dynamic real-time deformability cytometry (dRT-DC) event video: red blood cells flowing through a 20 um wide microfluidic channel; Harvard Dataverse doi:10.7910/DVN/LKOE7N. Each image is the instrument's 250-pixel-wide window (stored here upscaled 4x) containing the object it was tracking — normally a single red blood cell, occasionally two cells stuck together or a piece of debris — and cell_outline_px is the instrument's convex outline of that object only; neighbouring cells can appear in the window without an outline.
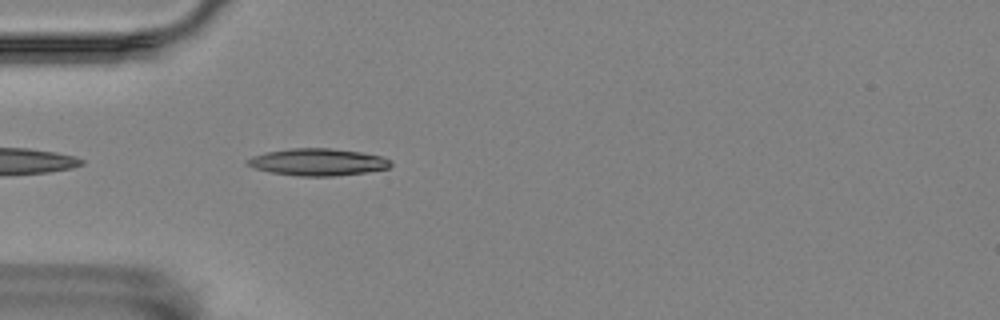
{"species": "Egyptian fruit bat (a non-hibernating species)", "species_latin": "Rousettus aegyptiacus", "temperature_condition": "room temperature", "stored_images_in_passage": 42, "camera_frame_rate_fps": 3000, "um_per_image_px": 0.085, "animal": {"sex": "female"}, "frame": {"image": 1, "passage_image": 2, "time_ms": 0.333, "image_size_px": [1000, 320], "cell_outline_px": [[392, 164], [388, 168], [364, 172], [336, 176], [300, 176], [268, 172], [256, 168], [248, 164], [244, 160], [252, 156], [264, 152], [288, 148], [332, 148], [360, 152], [380, 156], [392, 160]], "centroid_in_image_um": [26.98, 13.77], "position_along_channel_um": 58.0, "area_um2": 22.66}}
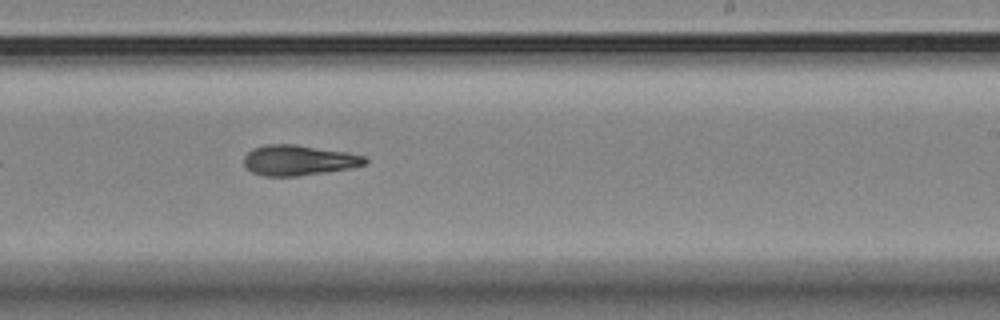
{"frame": {"image": 2, "passage_image": 20, "time_ms": 6.333, "image_size_px": [1000, 320], "cell_outline_px": [[368, 164], [352, 168], [296, 176], [264, 176], [252, 172], [244, 164], [244, 156], [252, 148], [264, 144], [296, 144], [348, 152], [364, 156], [368, 160]], "centroid_in_image_um": [25.4, 13.61], "position_along_channel_um": 263.6, "area_um2": 21.56}}
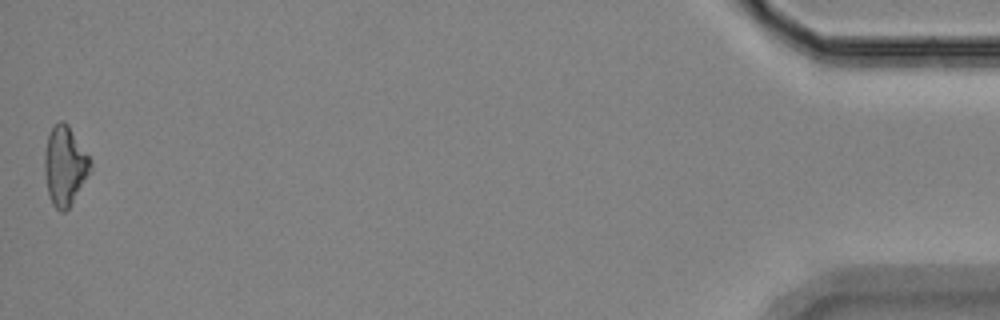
{"frame": {"image": 3, "passage_image": 42, "time_ms": 13.667, "image_size_px": [1000, 320], "cell_outline_px": [[92, 172], [68, 208], [64, 212], [60, 212], [52, 204], [48, 192], [44, 172], [44, 156], [48, 136], [52, 128], [60, 120], [64, 120], [68, 124], [92, 160]], "centroid_in_image_um": [5.54, 14.09], "position_along_channel_um": 429.7, "area_um2": 21.33}, "authors_computed_cell_mechanics": {"area_um2": 21.2415, "velocity_mm_per_s": 3.4888, "shape_relaxation_time_tau1_ms": 4.1565, "shape_relaxation_time_tau2_ms": 4.531, "deformation_change_tau1": 0.1437, "deformation_change_tau2": 0.1397}}